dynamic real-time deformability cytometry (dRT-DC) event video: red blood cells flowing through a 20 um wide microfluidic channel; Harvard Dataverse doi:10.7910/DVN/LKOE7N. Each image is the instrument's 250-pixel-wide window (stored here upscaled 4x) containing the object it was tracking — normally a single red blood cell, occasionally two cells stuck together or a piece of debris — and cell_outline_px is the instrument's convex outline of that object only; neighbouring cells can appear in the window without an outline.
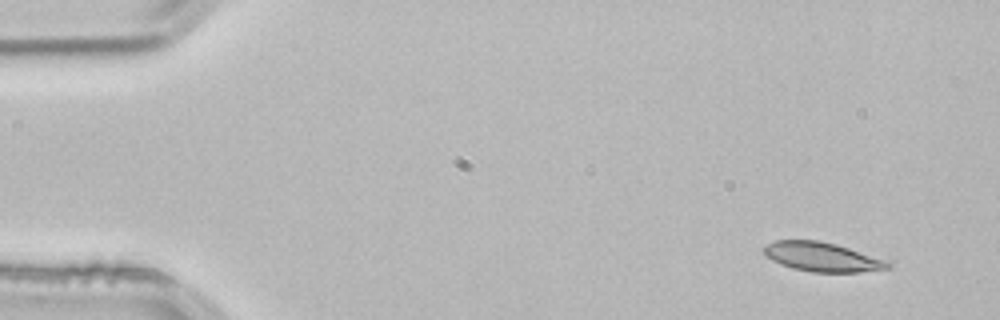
{"species": "common noctule bat (a hibernating species)", "species_latin": "Nyctalus noctula", "temperature_condition": "room temperature", "stored_images_in_passage": 52, "camera_frame_rate_fps": 3000, "um_per_image_px": 0.085, "animal": {"sex": "male", "body_mass_g": 21.5, "forearm_length_mm": 52.0}, "frame": {"image": 1, "passage_image": 3, "time_ms": 0.667, "image_size_px": [1000, 320], "cell_outline_px": [[892, 268], [860, 272], [812, 272], [792, 268], [780, 264], [764, 256], [764, 248], [768, 244], [776, 240], [820, 240], [836, 244], [884, 260], [892, 264]], "centroid_in_image_um": [69.85, 21.84], "position_along_channel_um": 15.1, "area_um2": 20.98}}
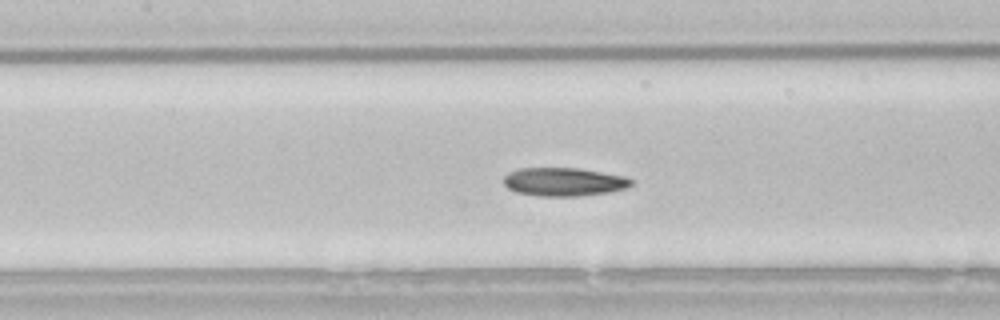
{"frame": {"image": 2, "passage_image": 23, "time_ms": 7.333, "image_size_px": [1000, 320], "cell_outline_px": [[632, 184], [624, 188], [608, 192], [580, 196], [540, 196], [516, 192], [508, 188], [504, 184], [504, 176], [508, 172], [520, 168], [580, 168], [624, 176], [632, 180]], "centroid_in_image_um": [47.9, 15.45], "position_along_channel_um": 159.5, "area_um2": 21.04}}
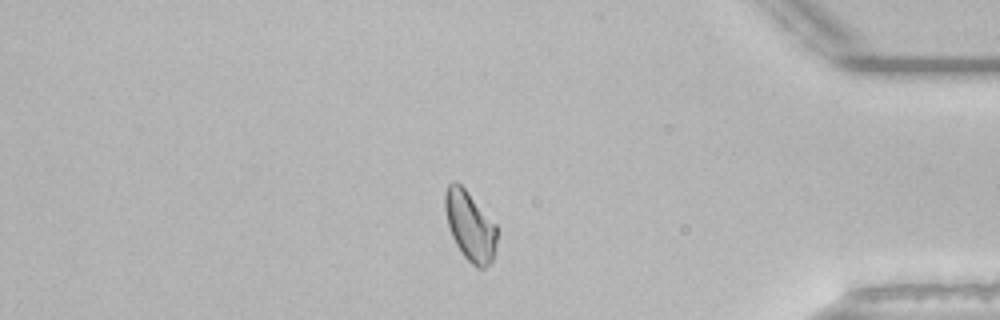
{"frame": {"image": 3, "passage_image": 44, "time_ms": 14.333, "image_size_px": [1000, 320], "cell_outline_px": [[496, 244], [492, 260], [484, 268], [476, 268], [464, 256], [456, 244], [452, 236], [448, 224], [444, 208], [444, 192], [448, 184], [456, 180], [468, 192], [496, 224]], "centroid_in_image_um": [39.93, 19.18], "position_along_channel_um": 395.3, "area_um2": 20.87}, "authors_computed_cell_mechanics": {"area_um2": 21.0392, "velocity_mm_per_s": 3.8146, "shape_relaxation_time_tau1_ms": 11.0877, "shape_relaxation_time_tau2_ms": null, "deformation_change_tau1": 0.1873, "deformation_change_tau2": null}}